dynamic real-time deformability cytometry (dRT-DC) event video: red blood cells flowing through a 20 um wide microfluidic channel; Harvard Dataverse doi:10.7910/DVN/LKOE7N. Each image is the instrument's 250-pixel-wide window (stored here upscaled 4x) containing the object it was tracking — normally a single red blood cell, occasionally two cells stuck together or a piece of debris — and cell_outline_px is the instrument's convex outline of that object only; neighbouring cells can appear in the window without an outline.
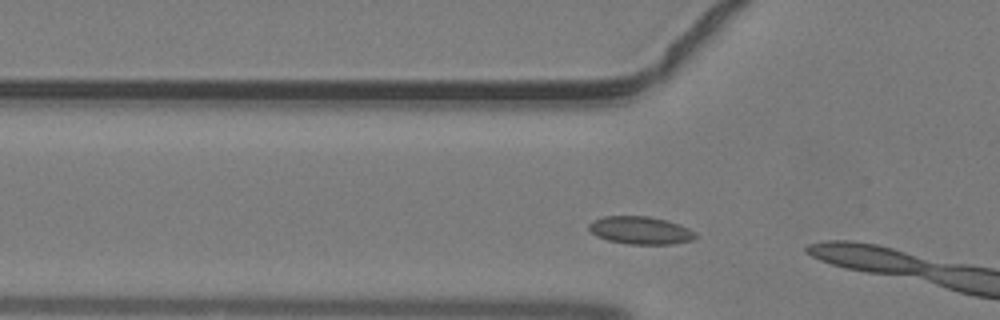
{"species": "common noctule bat (a hibernating species)", "species_latin": "Nyctalus noctula", "temperature_condition": "warm", "stored_images_in_passage": 4, "camera_frame_rate_fps": 3000, "um_per_image_px": 0.085, "animal": {"sex": "male", "body_mass_g": 19.2, "forearm_length_mm": 51.8}, "frame": {"image": 1, "passage_image": 2, "time_ms": 0.333, "image_size_px": [1000, 320], "cell_outline_px": [[696, 236], [692, 240], [672, 244], [628, 244], [608, 240], [596, 236], [588, 228], [588, 224], [592, 220], [604, 216], [648, 216], [668, 220], [680, 224], [696, 232]], "centroid_in_image_um": [54.43, 19.57], "position_along_channel_um": 71.4, "area_um2": 17.34}}